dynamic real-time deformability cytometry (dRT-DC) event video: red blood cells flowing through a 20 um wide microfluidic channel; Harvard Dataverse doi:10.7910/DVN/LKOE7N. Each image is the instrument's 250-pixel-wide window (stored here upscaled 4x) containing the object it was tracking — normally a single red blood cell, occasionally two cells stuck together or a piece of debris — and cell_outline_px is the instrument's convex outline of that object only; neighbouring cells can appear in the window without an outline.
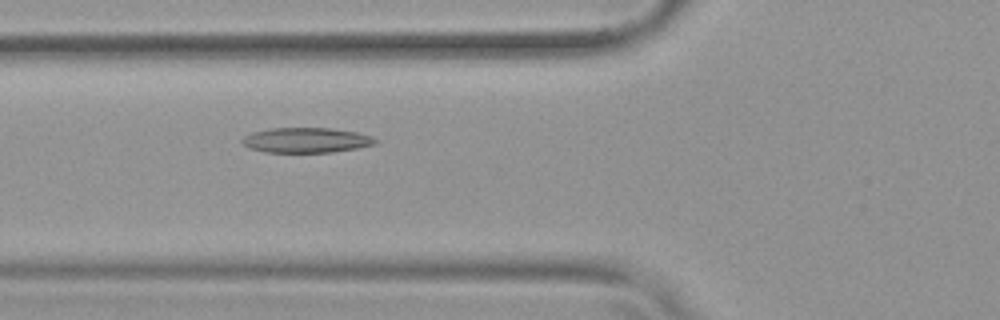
{"species": "common noctule bat (a hibernating species)", "species_latin": "Nyctalus noctula", "temperature_condition": "warm", "stored_images_in_passage": 53, "camera_frame_rate_fps": 3000, "um_per_image_px": 0.085, "animal": {"sex": "female", "body_mass_g": 19.9}, "frame": {"image": 1, "passage_image": 21, "time_ms": 6.667, "image_size_px": [1000, 320], "cell_outline_px": [[380, 140], [376, 144], [356, 148], [332, 152], [264, 152], [248, 148], [240, 140], [244, 136], [252, 132], [268, 128], [332, 128], [356, 132], [372, 136]], "centroid_in_image_um": [26.03, 11.91], "position_along_channel_um": 99.8, "area_um2": 19.59}}
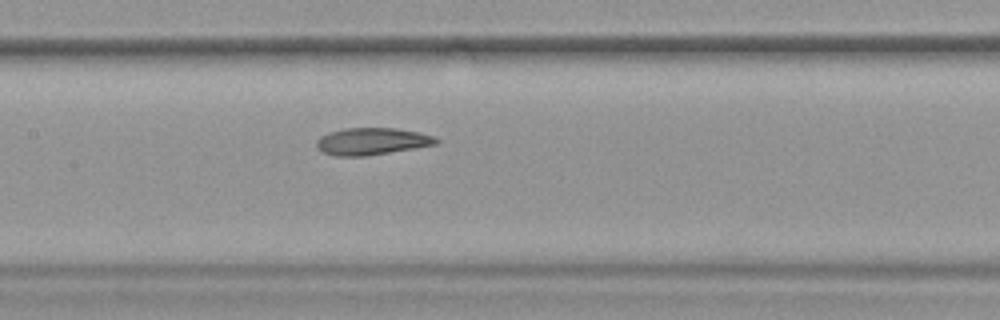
{"frame": {"image": 2, "passage_image": 27, "time_ms": 8.667, "image_size_px": [1000, 320], "cell_outline_px": [[440, 140], [436, 144], [364, 156], [336, 156], [324, 152], [316, 148], [316, 140], [320, 136], [328, 132], [344, 128], [396, 128], [420, 132], [432, 136]], "centroid_in_image_um": [31.56, 12.0], "position_along_channel_um": 175.8, "area_um2": 18.73}}
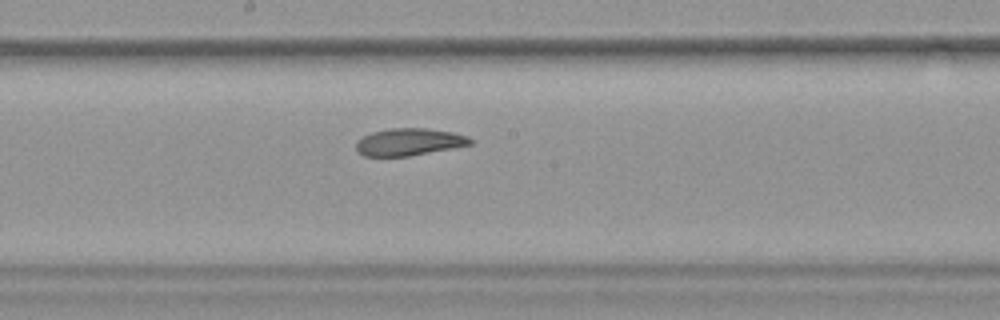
{"frame": {"image": 3, "passage_image": 30, "time_ms": 9.667, "image_size_px": [1000, 320], "cell_outline_px": [[472, 144], [452, 148], [408, 156], [364, 156], [356, 152], [356, 140], [372, 132], [388, 128], [424, 128], [452, 132], [468, 136], [472, 140]], "centroid_in_image_um": [34.73, 12.06], "position_along_channel_um": 213.5, "area_um2": 18.09}}